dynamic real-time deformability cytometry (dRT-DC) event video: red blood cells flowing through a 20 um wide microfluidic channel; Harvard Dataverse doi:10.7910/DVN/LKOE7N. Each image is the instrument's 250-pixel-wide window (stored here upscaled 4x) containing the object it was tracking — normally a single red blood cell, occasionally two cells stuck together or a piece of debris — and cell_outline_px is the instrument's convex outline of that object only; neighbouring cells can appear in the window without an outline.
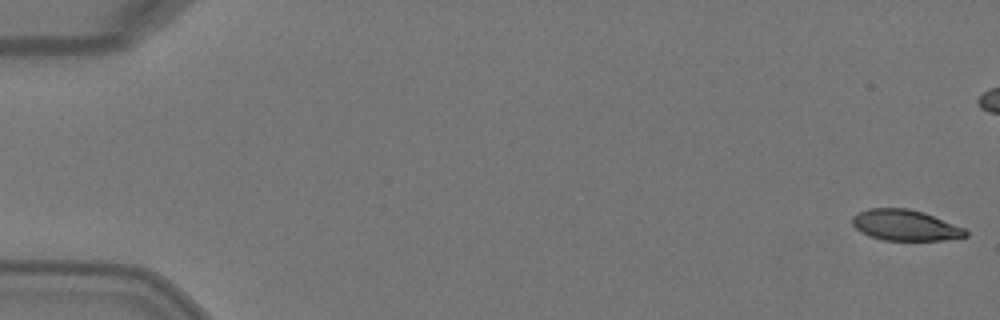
{"species": "Egyptian fruit bat (a non-hibernating species)", "species_latin": "Rousettus aegyptiacus", "temperature_condition": "warm", "stored_images_in_passage": 6, "camera_frame_rate_fps": 3000, "um_per_image_px": 0.085, "animal": {"sex": "female"}, "frame": {"image": 1, "passage_image": 1, "time_ms": 0.0, "image_size_px": [1000, 320], "cell_outline_px": [[968, 236], [944, 240], [884, 240], [868, 236], [860, 232], [852, 224], [852, 216], [868, 208], [908, 208], [924, 212], [964, 228], [968, 232]], "centroid_in_image_um": [76.93, 19.14], "position_along_channel_um": 8.1, "area_um2": 20.4}}